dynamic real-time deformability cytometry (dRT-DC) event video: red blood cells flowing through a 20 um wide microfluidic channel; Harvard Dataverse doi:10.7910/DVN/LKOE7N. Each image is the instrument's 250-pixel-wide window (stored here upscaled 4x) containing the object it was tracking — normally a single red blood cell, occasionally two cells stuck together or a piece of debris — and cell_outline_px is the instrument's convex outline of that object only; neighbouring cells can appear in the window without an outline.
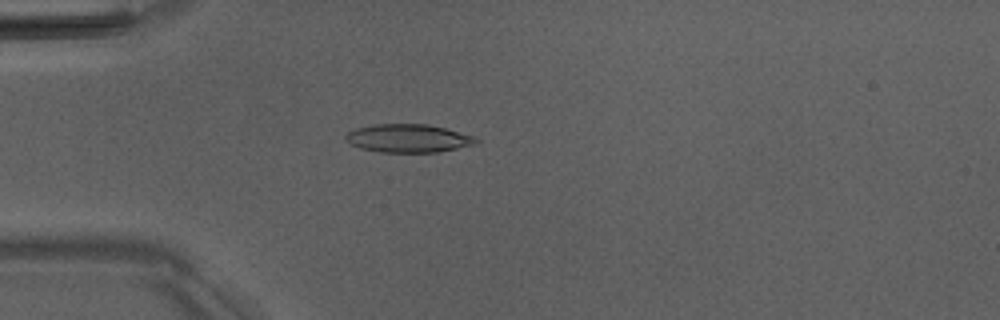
{"species": "Egyptian fruit bat (a non-hibernating species)", "species_latin": "Rousettus aegyptiacus", "temperature_condition": "room temperature", "stored_images_in_passage": 43, "camera_frame_rate_fps": 3000, "um_per_image_px": 0.085, "animal": {"sex": "male"}, "frame": {"image": 1, "passage_image": 6, "time_ms": 1.667, "image_size_px": [1000, 320], "cell_outline_px": [[480, 140], [476, 144], [440, 152], [380, 152], [360, 148], [348, 144], [344, 136], [348, 132], [356, 128], [372, 124], [428, 124], [476, 136]], "centroid_in_image_um": [34.7, 11.76], "position_along_channel_um": 50.3, "area_um2": 21.68}}
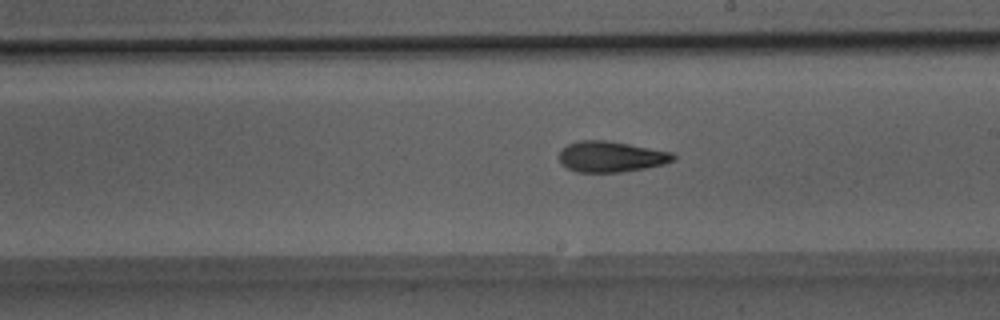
{"frame": {"image": 2, "passage_image": 21, "time_ms": 6.667, "image_size_px": [1000, 320], "cell_outline_px": [[676, 160], [664, 164], [644, 168], [620, 172], [576, 172], [560, 164], [556, 156], [560, 148], [568, 144], [580, 140], [608, 140], [672, 152], [676, 156]], "centroid_in_image_um": [51.88, 13.31], "position_along_channel_um": 237.1, "area_um2": 20.81}}
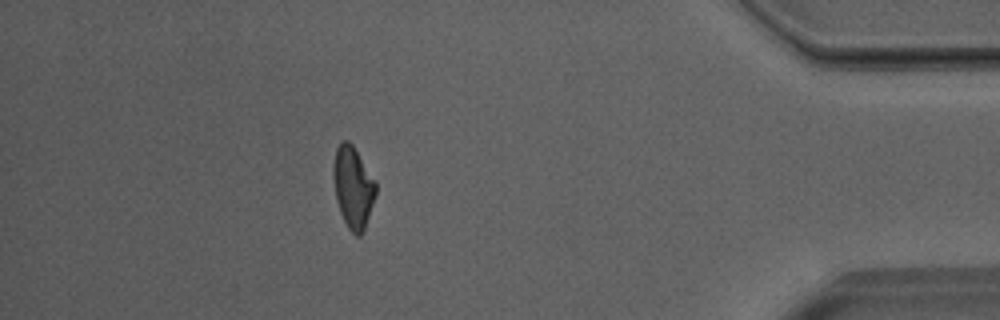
{"frame": {"image": 3, "passage_image": 37, "time_ms": 12.0, "image_size_px": [1000, 320], "cell_outline_px": [[376, 196], [364, 232], [360, 236], [356, 236], [348, 228], [340, 212], [336, 200], [332, 176], [332, 164], [336, 148], [344, 140], [348, 140], [352, 144], [376, 180]], "centroid_in_image_um": [30.01, 15.92], "position_along_channel_um": 405.2, "area_um2": 20.58}, "authors_computed_cell_mechanics": {"area_um2": 20.5768, "velocity_mm_per_s": 4.0194, "shape_relaxation_time_tau1_ms": 5.7995, "shape_relaxation_time_tau2_ms": 2.4503, "deformation_change_tau1": 0.1877, "deformation_change_tau2": 0.1095}}